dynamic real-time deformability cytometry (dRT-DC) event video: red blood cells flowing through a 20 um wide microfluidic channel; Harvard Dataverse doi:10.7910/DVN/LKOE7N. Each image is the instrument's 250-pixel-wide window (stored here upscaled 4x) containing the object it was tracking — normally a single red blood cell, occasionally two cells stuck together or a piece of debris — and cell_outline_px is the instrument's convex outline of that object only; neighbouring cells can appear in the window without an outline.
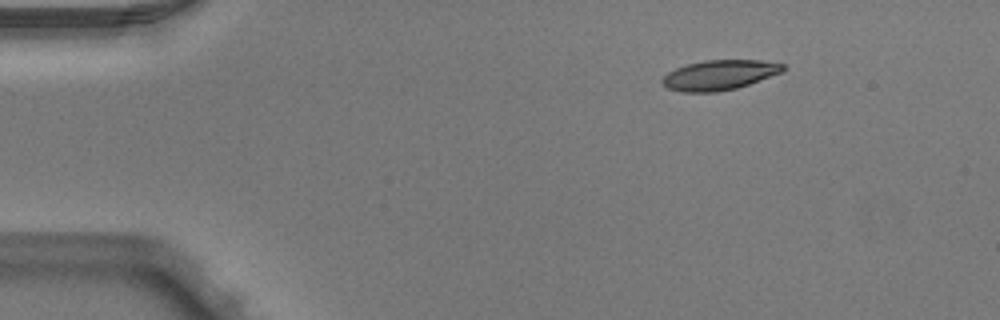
{"species": "Egyptian fruit bat (a non-hibernating species)", "species_latin": "Rousettus aegyptiacus", "temperature_condition": "warm", "stored_images_in_passage": 3, "camera_frame_rate_fps": 3000, "um_per_image_px": 0.085, "animal": {"sex": "male"}, "frame": {"image": 1, "passage_image": 1, "time_ms": 0.0, "image_size_px": [1000, 320], "cell_outline_px": [[784, 72], [736, 88], [716, 92], [684, 92], [668, 88], [660, 84], [660, 80], [668, 72], [676, 68], [688, 64], [704, 60], [760, 60], [784, 64]], "centroid_in_image_um": [61.13, 6.37], "position_along_channel_um": 23.9, "area_um2": 21.04}}
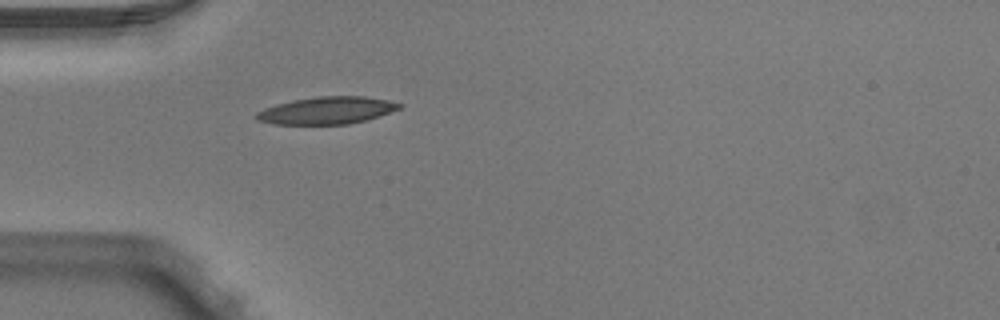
{"frame": {"image": 2, "passage_image": 3, "time_ms": 0.667, "image_size_px": [1000, 320], "cell_outline_px": [[404, 104], [400, 108], [368, 120], [348, 124], [272, 124], [256, 120], [252, 116], [256, 112], [264, 108], [276, 104], [292, 100], [316, 96], [364, 96], [388, 100]], "centroid_in_image_um": [27.74, 9.38], "position_along_channel_um": 57.3, "area_um2": 22.95}}